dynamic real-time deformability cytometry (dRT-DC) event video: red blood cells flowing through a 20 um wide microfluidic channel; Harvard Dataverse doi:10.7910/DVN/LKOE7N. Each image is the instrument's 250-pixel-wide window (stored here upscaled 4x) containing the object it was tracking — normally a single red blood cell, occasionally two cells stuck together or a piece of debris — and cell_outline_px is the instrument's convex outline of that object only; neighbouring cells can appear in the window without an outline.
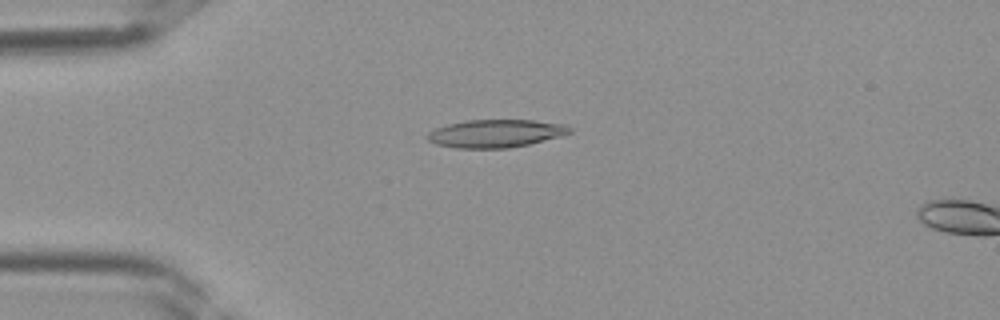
{"species": "Egyptian fruit bat (a non-hibernating species)", "species_latin": "Rousettus aegyptiacus", "temperature_condition": "room temperature", "stored_images_in_passage": 12, "camera_frame_rate_fps": 3000, "um_per_image_px": 0.085, "frame": {"image": 1, "passage_image": 10, "time_ms": 3.0, "image_size_px": [1000, 320], "cell_outline_px": [[572, 132], [560, 136], [528, 144], [508, 148], [456, 148], [436, 144], [428, 140], [428, 132], [436, 128], [448, 124], [468, 120], [532, 120], [568, 124], [572, 128]], "centroid_in_image_um": [42.17, 11.34], "position_along_channel_um": 42.8, "area_um2": 23.06}}